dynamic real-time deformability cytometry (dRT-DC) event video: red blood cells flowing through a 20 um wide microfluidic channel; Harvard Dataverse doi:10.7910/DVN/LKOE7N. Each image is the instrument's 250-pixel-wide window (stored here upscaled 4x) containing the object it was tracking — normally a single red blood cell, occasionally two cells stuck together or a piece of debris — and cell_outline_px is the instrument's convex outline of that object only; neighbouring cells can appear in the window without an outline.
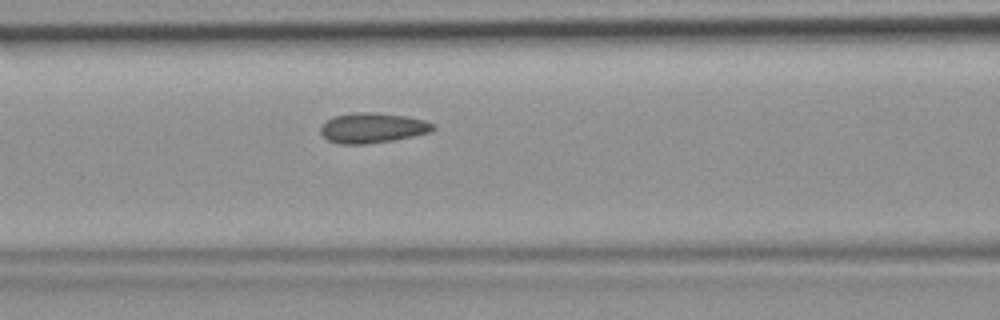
{"species": "common noctule bat (a hibernating species)", "species_latin": "Nyctalus noctula", "temperature_condition": "room temperature", "stored_images_in_passage": 37, "camera_frame_rate_fps": 3000, "um_per_image_px": 0.085, "animal": {"sex": "female", "body_mass_g": 19.9}, "frame": {"image": 1, "passage_image": 10, "time_ms": 3.0, "image_size_px": [1000, 320], "cell_outline_px": [[436, 128], [432, 132], [392, 140], [364, 144], [340, 144], [328, 140], [320, 132], [320, 124], [336, 116], [352, 112], [372, 112], [408, 116], [424, 120], [436, 124]], "centroid_in_image_um": [31.69, 10.86], "position_along_channel_um": 134.9, "area_um2": 19.83}}
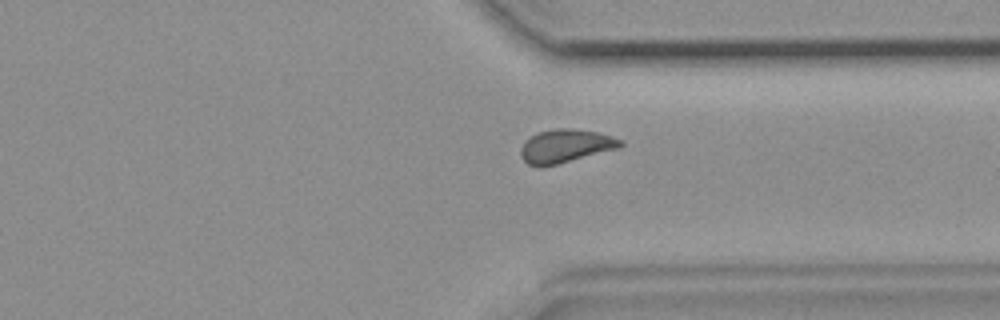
{"frame": {"image": 2, "passage_image": 26, "time_ms": 8.333, "image_size_px": [1000, 320], "cell_outline_px": [[624, 144], [620, 148], [540, 168], [528, 164], [520, 156], [520, 148], [524, 140], [540, 132], [556, 128], [564, 128], [596, 132], [612, 136], [624, 140]], "centroid_in_image_um": [48.06, 12.42], "position_along_channel_um": 363.3, "area_um2": 19.36}}
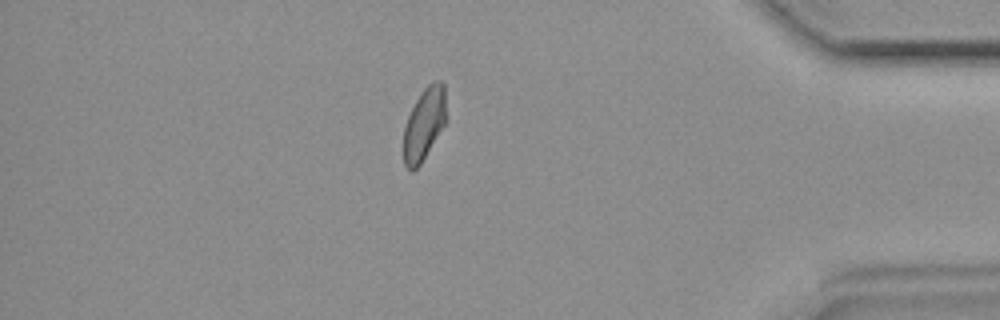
{"frame": {"image": 3, "passage_image": 31, "time_ms": 10.0, "image_size_px": [1000, 320], "cell_outline_px": [[448, 120], [420, 164], [412, 172], [404, 164], [404, 128], [408, 116], [420, 92], [428, 84], [436, 80], [440, 80], [444, 84]], "centroid_in_image_um": [36.09, 10.5], "position_along_channel_um": 399.1, "area_um2": 18.15}}